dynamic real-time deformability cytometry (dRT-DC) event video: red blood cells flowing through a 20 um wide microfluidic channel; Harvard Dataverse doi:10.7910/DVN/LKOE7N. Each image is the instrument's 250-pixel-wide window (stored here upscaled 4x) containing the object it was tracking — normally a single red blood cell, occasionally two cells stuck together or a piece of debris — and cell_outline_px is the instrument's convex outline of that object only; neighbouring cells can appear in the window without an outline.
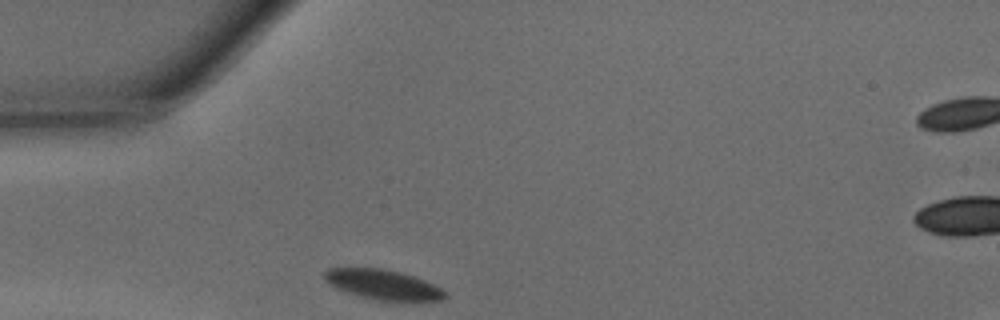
{"species": "common noctule bat (a hibernating species)", "species_latin": "Nyctalus noctula", "temperature_condition": "warm", "stored_images_in_passage": 24, "camera_frame_rate_fps": 3000, "um_per_image_px": 0.085, "animal": {"sex": "male", "body_mass_g": 15.6}, "frame": {"image": 1, "passage_image": 1, "time_ms": 0.0, "image_size_px": [1000, 320], "cell_outline_px": [[448, 296], [440, 300], [416, 304], [380, 300], [348, 292], [336, 288], [328, 284], [324, 280], [324, 272], [328, 268], [384, 268], [400, 272], [424, 280], [448, 292]], "centroid_in_image_um": [32.64, 24.23], "position_along_channel_um": 52.4, "area_um2": 21.5}}
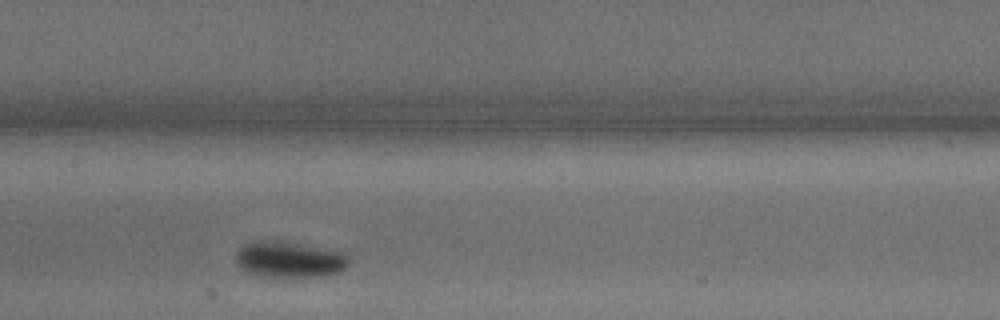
{"frame": {"image": 2, "passage_image": 11, "time_ms": 3.333, "image_size_px": [1000, 320], "cell_outline_px": [[348, 264], [340, 272], [324, 276], [256, 276], [244, 272], [236, 264], [236, 252], [244, 244], [252, 240], [276, 240], [300, 244], [344, 252], [348, 256]], "centroid_in_image_um": [24.54, 22.05], "position_along_channel_um": 182.9, "area_um2": 23.93}}
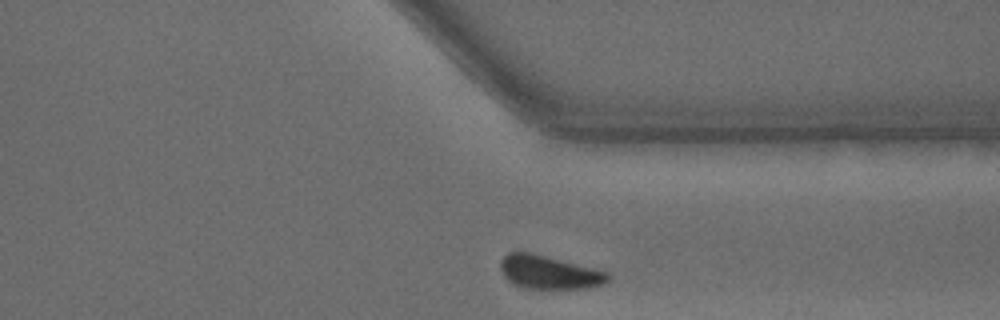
{"frame": {"image": 3, "passage_image": 24, "time_ms": 7.667, "image_size_px": [1000, 320], "cell_outline_px": [[612, 276], [604, 284], [584, 288], [524, 288], [512, 284], [504, 276], [500, 268], [500, 260], [508, 252], [532, 252], [608, 272]], "centroid_in_image_um": [46.65, 23.13], "position_along_channel_um": 364.8, "area_um2": 20.92}, "authors_computed_cell_mechanics": {"area_um2": 22.7732, "velocity_mm_per_s": 4.1991, "shape_relaxation_time_tau1_ms": 2.4493, "shape_relaxation_time_tau2_ms": null, "deformation_change_tau1": 0.1052, "deformation_change_tau2": null}}